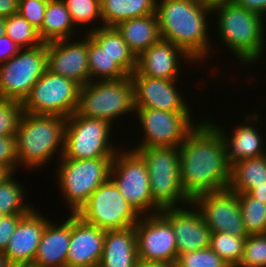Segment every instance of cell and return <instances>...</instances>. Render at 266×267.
I'll use <instances>...</instances> for the list:
<instances>
[{"label": "cell", "mask_w": 266, "mask_h": 267, "mask_svg": "<svg viewBox=\"0 0 266 267\" xmlns=\"http://www.w3.org/2000/svg\"><path fill=\"white\" fill-rule=\"evenodd\" d=\"M196 122L178 147L181 185L191 200L227 189L231 170L220 131L211 121Z\"/></svg>", "instance_id": "obj_1"}, {"label": "cell", "mask_w": 266, "mask_h": 267, "mask_svg": "<svg viewBox=\"0 0 266 267\" xmlns=\"http://www.w3.org/2000/svg\"><path fill=\"white\" fill-rule=\"evenodd\" d=\"M155 13L161 39L181 48L195 64L207 60L213 49L207 23L211 7L202 0H157Z\"/></svg>", "instance_id": "obj_2"}, {"label": "cell", "mask_w": 266, "mask_h": 267, "mask_svg": "<svg viewBox=\"0 0 266 267\" xmlns=\"http://www.w3.org/2000/svg\"><path fill=\"white\" fill-rule=\"evenodd\" d=\"M66 118L23 112L16 131L18 167L35 168L63 154ZM54 156V157H53ZM20 164V165H19Z\"/></svg>", "instance_id": "obj_3"}, {"label": "cell", "mask_w": 266, "mask_h": 267, "mask_svg": "<svg viewBox=\"0 0 266 267\" xmlns=\"http://www.w3.org/2000/svg\"><path fill=\"white\" fill-rule=\"evenodd\" d=\"M212 13H218L217 31L222 43H225L235 58L244 65H250L264 55L263 48L266 46L264 17L233 2L213 7Z\"/></svg>", "instance_id": "obj_4"}, {"label": "cell", "mask_w": 266, "mask_h": 267, "mask_svg": "<svg viewBox=\"0 0 266 267\" xmlns=\"http://www.w3.org/2000/svg\"><path fill=\"white\" fill-rule=\"evenodd\" d=\"M132 150L137 151L146 162L151 196L161 208L180 205L186 208L191 203L181 185L178 148L132 147Z\"/></svg>", "instance_id": "obj_5"}, {"label": "cell", "mask_w": 266, "mask_h": 267, "mask_svg": "<svg viewBox=\"0 0 266 267\" xmlns=\"http://www.w3.org/2000/svg\"><path fill=\"white\" fill-rule=\"evenodd\" d=\"M134 84L130 76L120 80L90 81L80 86L76 113L87 118L113 120L135 112Z\"/></svg>", "instance_id": "obj_6"}, {"label": "cell", "mask_w": 266, "mask_h": 267, "mask_svg": "<svg viewBox=\"0 0 266 267\" xmlns=\"http://www.w3.org/2000/svg\"><path fill=\"white\" fill-rule=\"evenodd\" d=\"M113 158L60 159L56 171L62 198L71 214H76L90 195L110 178Z\"/></svg>", "instance_id": "obj_7"}, {"label": "cell", "mask_w": 266, "mask_h": 267, "mask_svg": "<svg viewBox=\"0 0 266 267\" xmlns=\"http://www.w3.org/2000/svg\"><path fill=\"white\" fill-rule=\"evenodd\" d=\"M112 124L76 112L66 118L63 154L59 159L114 158L119 147L111 145Z\"/></svg>", "instance_id": "obj_8"}, {"label": "cell", "mask_w": 266, "mask_h": 267, "mask_svg": "<svg viewBox=\"0 0 266 267\" xmlns=\"http://www.w3.org/2000/svg\"><path fill=\"white\" fill-rule=\"evenodd\" d=\"M129 149L116 152L112 160L110 179L141 216L159 213L162 208L151 196L146 162L137 151Z\"/></svg>", "instance_id": "obj_9"}, {"label": "cell", "mask_w": 266, "mask_h": 267, "mask_svg": "<svg viewBox=\"0 0 266 267\" xmlns=\"http://www.w3.org/2000/svg\"><path fill=\"white\" fill-rule=\"evenodd\" d=\"M76 214L106 231L132 227L141 217L110 178L90 195Z\"/></svg>", "instance_id": "obj_10"}, {"label": "cell", "mask_w": 266, "mask_h": 267, "mask_svg": "<svg viewBox=\"0 0 266 267\" xmlns=\"http://www.w3.org/2000/svg\"><path fill=\"white\" fill-rule=\"evenodd\" d=\"M80 85L46 69L23 101V112L67 118L76 112Z\"/></svg>", "instance_id": "obj_11"}, {"label": "cell", "mask_w": 266, "mask_h": 267, "mask_svg": "<svg viewBox=\"0 0 266 267\" xmlns=\"http://www.w3.org/2000/svg\"><path fill=\"white\" fill-rule=\"evenodd\" d=\"M47 69V43L20 49L0 64V98L23 103Z\"/></svg>", "instance_id": "obj_12"}, {"label": "cell", "mask_w": 266, "mask_h": 267, "mask_svg": "<svg viewBox=\"0 0 266 267\" xmlns=\"http://www.w3.org/2000/svg\"><path fill=\"white\" fill-rule=\"evenodd\" d=\"M142 128V141L135 148L173 146L178 148L197 125L190 112H166L151 108H135ZM192 116V117H191Z\"/></svg>", "instance_id": "obj_13"}, {"label": "cell", "mask_w": 266, "mask_h": 267, "mask_svg": "<svg viewBox=\"0 0 266 267\" xmlns=\"http://www.w3.org/2000/svg\"><path fill=\"white\" fill-rule=\"evenodd\" d=\"M191 202L199 210L212 233L227 232L234 236H248L242 219L238 193L224 189L194 197Z\"/></svg>", "instance_id": "obj_14"}, {"label": "cell", "mask_w": 266, "mask_h": 267, "mask_svg": "<svg viewBox=\"0 0 266 267\" xmlns=\"http://www.w3.org/2000/svg\"><path fill=\"white\" fill-rule=\"evenodd\" d=\"M138 260L176 263V238L171 223L159 212L143 215L134 225Z\"/></svg>", "instance_id": "obj_15"}, {"label": "cell", "mask_w": 266, "mask_h": 267, "mask_svg": "<svg viewBox=\"0 0 266 267\" xmlns=\"http://www.w3.org/2000/svg\"><path fill=\"white\" fill-rule=\"evenodd\" d=\"M82 39H64L47 43V69L75 81L80 86L90 82L88 34L86 33Z\"/></svg>", "instance_id": "obj_16"}, {"label": "cell", "mask_w": 266, "mask_h": 267, "mask_svg": "<svg viewBox=\"0 0 266 267\" xmlns=\"http://www.w3.org/2000/svg\"><path fill=\"white\" fill-rule=\"evenodd\" d=\"M130 77L134 84L135 108L190 112L188 103L177 88V80L142 76L137 70Z\"/></svg>", "instance_id": "obj_17"}, {"label": "cell", "mask_w": 266, "mask_h": 267, "mask_svg": "<svg viewBox=\"0 0 266 267\" xmlns=\"http://www.w3.org/2000/svg\"><path fill=\"white\" fill-rule=\"evenodd\" d=\"M189 206L186 209L180 206L160 210L173 228L178 256L210 246L211 230L195 205L191 202Z\"/></svg>", "instance_id": "obj_18"}, {"label": "cell", "mask_w": 266, "mask_h": 267, "mask_svg": "<svg viewBox=\"0 0 266 267\" xmlns=\"http://www.w3.org/2000/svg\"><path fill=\"white\" fill-rule=\"evenodd\" d=\"M106 230L71 214V241L66 267L98 266L102 257Z\"/></svg>", "instance_id": "obj_19"}, {"label": "cell", "mask_w": 266, "mask_h": 267, "mask_svg": "<svg viewBox=\"0 0 266 267\" xmlns=\"http://www.w3.org/2000/svg\"><path fill=\"white\" fill-rule=\"evenodd\" d=\"M35 209L33 208L20 219L7 248L3 252L13 267L33 264L43 231L50 221L49 218L40 215V212Z\"/></svg>", "instance_id": "obj_20"}, {"label": "cell", "mask_w": 266, "mask_h": 267, "mask_svg": "<svg viewBox=\"0 0 266 267\" xmlns=\"http://www.w3.org/2000/svg\"><path fill=\"white\" fill-rule=\"evenodd\" d=\"M181 57V59H180ZM181 60V61H179ZM194 64L195 61L185 51L172 42L160 39L137 57L136 70L142 76L166 80H179L180 62Z\"/></svg>", "instance_id": "obj_21"}, {"label": "cell", "mask_w": 266, "mask_h": 267, "mask_svg": "<svg viewBox=\"0 0 266 267\" xmlns=\"http://www.w3.org/2000/svg\"><path fill=\"white\" fill-rule=\"evenodd\" d=\"M259 115L257 113L246 114L243 121L245 124L242 122L239 126L232 127L235 129L232 130L231 135L227 134L226 128L224 129V127H220L214 122L212 123L222 134L227 160L230 165L243 159L258 158L266 155L265 142L261 136L263 134L259 133L257 126L255 127L257 125L256 121L258 122L260 117Z\"/></svg>", "instance_id": "obj_22"}, {"label": "cell", "mask_w": 266, "mask_h": 267, "mask_svg": "<svg viewBox=\"0 0 266 267\" xmlns=\"http://www.w3.org/2000/svg\"><path fill=\"white\" fill-rule=\"evenodd\" d=\"M62 223L49 221L43 231L32 265L37 267H66L71 241V213ZM61 224V225H60Z\"/></svg>", "instance_id": "obj_23"}, {"label": "cell", "mask_w": 266, "mask_h": 267, "mask_svg": "<svg viewBox=\"0 0 266 267\" xmlns=\"http://www.w3.org/2000/svg\"><path fill=\"white\" fill-rule=\"evenodd\" d=\"M138 261L134 226L107 230L99 267H136Z\"/></svg>", "instance_id": "obj_24"}, {"label": "cell", "mask_w": 266, "mask_h": 267, "mask_svg": "<svg viewBox=\"0 0 266 267\" xmlns=\"http://www.w3.org/2000/svg\"><path fill=\"white\" fill-rule=\"evenodd\" d=\"M115 28L136 57L161 39L156 13L121 21Z\"/></svg>", "instance_id": "obj_25"}, {"label": "cell", "mask_w": 266, "mask_h": 267, "mask_svg": "<svg viewBox=\"0 0 266 267\" xmlns=\"http://www.w3.org/2000/svg\"><path fill=\"white\" fill-rule=\"evenodd\" d=\"M88 29V35L130 76L137 68V57L115 27Z\"/></svg>", "instance_id": "obj_26"}, {"label": "cell", "mask_w": 266, "mask_h": 267, "mask_svg": "<svg viewBox=\"0 0 266 267\" xmlns=\"http://www.w3.org/2000/svg\"><path fill=\"white\" fill-rule=\"evenodd\" d=\"M63 0H48L42 27L38 30L43 43L75 38L77 30Z\"/></svg>", "instance_id": "obj_27"}, {"label": "cell", "mask_w": 266, "mask_h": 267, "mask_svg": "<svg viewBox=\"0 0 266 267\" xmlns=\"http://www.w3.org/2000/svg\"><path fill=\"white\" fill-rule=\"evenodd\" d=\"M157 0H100L102 27H115L119 22L156 12Z\"/></svg>", "instance_id": "obj_28"}, {"label": "cell", "mask_w": 266, "mask_h": 267, "mask_svg": "<svg viewBox=\"0 0 266 267\" xmlns=\"http://www.w3.org/2000/svg\"><path fill=\"white\" fill-rule=\"evenodd\" d=\"M266 183V155L243 159L231 165L228 189L236 193H251Z\"/></svg>", "instance_id": "obj_29"}, {"label": "cell", "mask_w": 266, "mask_h": 267, "mask_svg": "<svg viewBox=\"0 0 266 267\" xmlns=\"http://www.w3.org/2000/svg\"><path fill=\"white\" fill-rule=\"evenodd\" d=\"M90 81L120 80L129 75L88 35Z\"/></svg>", "instance_id": "obj_30"}, {"label": "cell", "mask_w": 266, "mask_h": 267, "mask_svg": "<svg viewBox=\"0 0 266 267\" xmlns=\"http://www.w3.org/2000/svg\"><path fill=\"white\" fill-rule=\"evenodd\" d=\"M14 174L0 183V216L28 214L33 209L31 204L24 203L27 193L23 185L15 180Z\"/></svg>", "instance_id": "obj_31"}, {"label": "cell", "mask_w": 266, "mask_h": 267, "mask_svg": "<svg viewBox=\"0 0 266 267\" xmlns=\"http://www.w3.org/2000/svg\"><path fill=\"white\" fill-rule=\"evenodd\" d=\"M238 201L248 235L266 234V203L250 193H238Z\"/></svg>", "instance_id": "obj_32"}, {"label": "cell", "mask_w": 266, "mask_h": 267, "mask_svg": "<svg viewBox=\"0 0 266 267\" xmlns=\"http://www.w3.org/2000/svg\"><path fill=\"white\" fill-rule=\"evenodd\" d=\"M5 35L21 49L34 48L43 43L38 30L19 13L5 18Z\"/></svg>", "instance_id": "obj_33"}, {"label": "cell", "mask_w": 266, "mask_h": 267, "mask_svg": "<svg viewBox=\"0 0 266 267\" xmlns=\"http://www.w3.org/2000/svg\"><path fill=\"white\" fill-rule=\"evenodd\" d=\"M245 239L227 232L211 233L209 247L230 267H237L243 256Z\"/></svg>", "instance_id": "obj_34"}, {"label": "cell", "mask_w": 266, "mask_h": 267, "mask_svg": "<svg viewBox=\"0 0 266 267\" xmlns=\"http://www.w3.org/2000/svg\"><path fill=\"white\" fill-rule=\"evenodd\" d=\"M75 27L80 25L87 26L94 21L101 22L100 0H63ZM101 20V21H100Z\"/></svg>", "instance_id": "obj_35"}, {"label": "cell", "mask_w": 266, "mask_h": 267, "mask_svg": "<svg viewBox=\"0 0 266 267\" xmlns=\"http://www.w3.org/2000/svg\"><path fill=\"white\" fill-rule=\"evenodd\" d=\"M237 267H266V234L248 235Z\"/></svg>", "instance_id": "obj_36"}, {"label": "cell", "mask_w": 266, "mask_h": 267, "mask_svg": "<svg viewBox=\"0 0 266 267\" xmlns=\"http://www.w3.org/2000/svg\"><path fill=\"white\" fill-rule=\"evenodd\" d=\"M176 267H230L210 247L180 254Z\"/></svg>", "instance_id": "obj_37"}, {"label": "cell", "mask_w": 266, "mask_h": 267, "mask_svg": "<svg viewBox=\"0 0 266 267\" xmlns=\"http://www.w3.org/2000/svg\"><path fill=\"white\" fill-rule=\"evenodd\" d=\"M22 113L21 102L0 98V136H16Z\"/></svg>", "instance_id": "obj_38"}, {"label": "cell", "mask_w": 266, "mask_h": 267, "mask_svg": "<svg viewBox=\"0 0 266 267\" xmlns=\"http://www.w3.org/2000/svg\"><path fill=\"white\" fill-rule=\"evenodd\" d=\"M47 3L48 0H19L18 13L39 30L43 24Z\"/></svg>", "instance_id": "obj_39"}, {"label": "cell", "mask_w": 266, "mask_h": 267, "mask_svg": "<svg viewBox=\"0 0 266 267\" xmlns=\"http://www.w3.org/2000/svg\"><path fill=\"white\" fill-rule=\"evenodd\" d=\"M0 165L10 173H15L17 168L19 169L15 136H0Z\"/></svg>", "instance_id": "obj_40"}, {"label": "cell", "mask_w": 266, "mask_h": 267, "mask_svg": "<svg viewBox=\"0 0 266 267\" xmlns=\"http://www.w3.org/2000/svg\"><path fill=\"white\" fill-rule=\"evenodd\" d=\"M27 214L0 216V251L4 252L20 219Z\"/></svg>", "instance_id": "obj_41"}, {"label": "cell", "mask_w": 266, "mask_h": 267, "mask_svg": "<svg viewBox=\"0 0 266 267\" xmlns=\"http://www.w3.org/2000/svg\"><path fill=\"white\" fill-rule=\"evenodd\" d=\"M20 49L8 36L0 37V64L11 59Z\"/></svg>", "instance_id": "obj_42"}, {"label": "cell", "mask_w": 266, "mask_h": 267, "mask_svg": "<svg viewBox=\"0 0 266 267\" xmlns=\"http://www.w3.org/2000/svg\"><path fill=\"white\" fill-rule=\"evenodd\" d=\"M233 3L262 17L266 15V0H233Z\"/></svg>", "instance_id": "obj_43"}, {"label": "cell", "mask_w": 266, "mask_h": 267, "mask_svg": "<svg viewBox=\"0 0 266 267\" xmlns=\"http://www.w3.org/2000/svg\"><path fill=\"white\" fill-rule=\"evenodd\" d=\"M19 0H0V17H9L18 13Z\"/></svg>", "instance_id": "obj_44"}, {"label": "cell", "mask_w": 266, "mask_h": 267, "mask_svg": "<svg viewBox=\"0 0 266 267\" xmlns=\"http://www.w3.org/2000/svg\"><path fill=\"white\" fill-rule=\"evenodd\" d=\"M136 267H176V263L138 260Z\"/></svg>", "instance_id": "obj_45"}, {"label": "cell", "mask_w": 266, "mask_h": 267, "mask_svg": "<svg viewBox=\"0 0 266 267\" xmlns=\"http://www.w3.org/2000/svg\"><path fill=\"white\" fill-rule=\"evenodd\" d=\"M250 194L266 203V183L262 186H257Z\"/></svg>", "instance_id": "obj_46"}, {"label": "cell", "mask_w": 266, "mask_h": 267, "mask_svg": "<svg viewBox=\"0 0 266 267\" xmlns=\"http://www.w3.org/2000/svg\"><path fill=\"white\" fill-rule=\"evenodd\" d=\"M206 5L213 8L219 4L231 3L233 0H202Z\"/></svg>", "instance_id": "obj_47"}, {"label": "cell", "mask_w": 266, "mask_h": 267, "mask_svg": "<svg viewBox=\"0 0 266 267\" xmlns=\"http://www.w3.org/2000/svg\"><path fill=\"white\" fill-rule=\"evenodd\" d=\"M0 267H13L8 260L6 259V257L4 256L3 252L0 251Z\"/></svg>", "instance_id": "obj_48"}, {"label": "cell", "mask_w": 266, "mask_h": 267, "mask_svg": "<svg viewBox=\"0 0 266 267\" xmlns=\"http://www.w3.org/2000/svg\"><path fill=\"white\" fill-rule=\"evenodd\" d=\"M10 174L11 173L4 166L0 165V183Z\"/></svg>", "instance_id": "obj_49"}, {"label": "cell", "mask_w": 266, "mask_h": 267, "mask_svg": "<svg viewBox=\"0 0 266 267\" xmlns=\"http://www.w3.org/2000/svg\"><path fill=\"white\" fill-rule=\"evenodd\" d=\"M5 35V18L0 17V37Z\"/></svg>", "instance_id": "obj_50"}, {"label": "cell", "mask_w": 266, "mask_h": 267, "mask_svg": "<svg viewBox=\"0 0 266 267\" xmlns=\"http://www.w3.org/2000/svg\"><path fill=\"white\" fill-rule=\"evenodd\" d=\"M21 267H37V266H35V265H24V266H21Z\"/></svg>", "instance_id": "obj_51"}]
</instances>
